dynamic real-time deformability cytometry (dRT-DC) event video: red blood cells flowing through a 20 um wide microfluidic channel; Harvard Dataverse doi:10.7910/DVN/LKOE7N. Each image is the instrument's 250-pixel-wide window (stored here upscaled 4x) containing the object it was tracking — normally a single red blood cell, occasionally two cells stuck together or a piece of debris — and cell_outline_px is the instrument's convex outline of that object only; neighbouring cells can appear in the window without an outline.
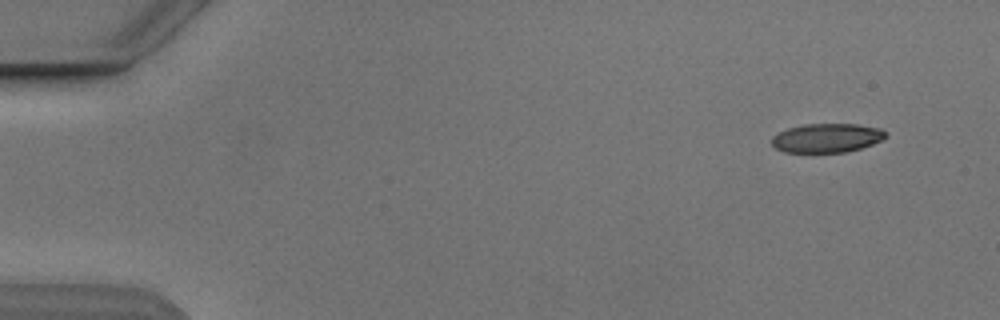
{"species": "Egyptian fruit bat (a non-hibernating species)", "species_latin": "Rousettus aegyptiacus", "temperature_condition": "cold", "stored_images_in_passage": 2, "camera_frame_rate_fps": 3000, "um_per_image_px": 0.085, "animal": {"sex": "male"}, "frame": {"image": 1, "passage_image": 2, "time_ms": 1.0, "image_size_px": [1000, 320], "cell_outline_px": [[888, 136], [872, 144], [860, 148], [844, 152], [784, 152], [776, 148], [772, 144], [772, 136], [788, 128], [804, 124], [856, 124], [880, 128]], "centroid_in_image_um": [70.27, 11.72], "position_along_channel_um": 14.7, "area_um2": 19.07}}